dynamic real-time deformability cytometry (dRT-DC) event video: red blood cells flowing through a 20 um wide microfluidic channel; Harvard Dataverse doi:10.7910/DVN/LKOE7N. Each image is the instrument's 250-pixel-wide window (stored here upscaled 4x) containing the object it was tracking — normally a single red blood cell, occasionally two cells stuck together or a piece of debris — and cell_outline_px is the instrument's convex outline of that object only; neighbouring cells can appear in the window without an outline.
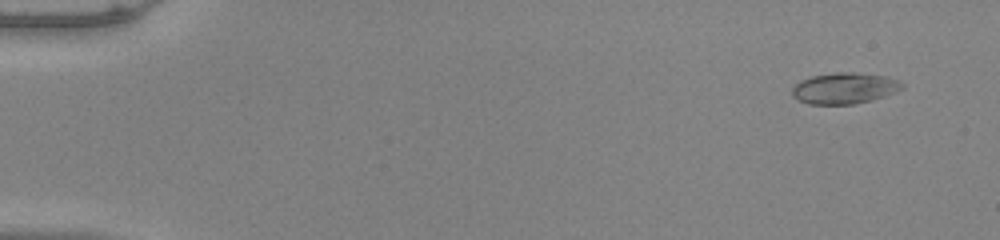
{"species": "common noctule bat (a hibernating species)", "species_latin": "Nyctalus noctula", "temperature_condition": "warm", "stored_images_in_passage": 53, "camera_frame_rate_fps": 3000, "um_per_image_px": 0.085, "animal": {"sex": "male", "body_mass_g": 20.0, "forearm_length_mm": 53.3}, "frame": {"image": 1, "passage_image": 4, "time_ms": 1.0, "image_size_px": [1000, 240], "cell_outline_px": [[904, 88], [896, 92], [872, 100], [852, 104], [808, 104], [792, 96], [792, 88], [800, 80], [812, 76], [836, 72], [852, 72], [888, 76], [900, 80], [904, 84]], "centroid_in_image_um": [71.81, 7.49], "position_along_channel_um": 13.2, "area_um2": 20.06}}
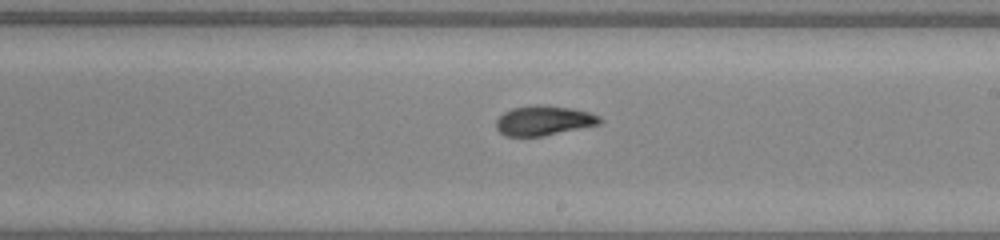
{"frame": {"image": 2, "passage_image": 32, "time_ms": 10.333, "image_size_px": [1000, 240], "cell_outline_px": [[604, 120], [600, 124], [544, 136], [504, 136], [496, 128], [496, 120], [504, 112], [512, 108], [536, 104], [572, 108], [588, 112], [600, 116]], "centroid_in_image_um": [46.23, 10.25], "position_along_channel_um": 242.8, "area_um2": 18.03}}
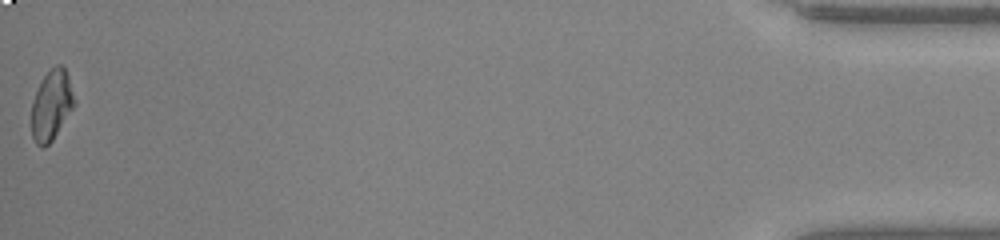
{"frame": {"image": 3, "passage_image": 53, "time_ms": 17.333, "image_size_px": [1000, 240], "cell_outline_px": [[76, 104], [52, 140], [44, 148], [40, 148], [36, 144], [32, 136], [32, 104], [36, 92], [44, 76], [56, 64], [60, 64], [64, 68], [68, 76]], "centroid_in_image_um": [4.38, 8.97], "position_along_channel_um": 430.8, "area_um2": 17.22}, "authors_computed_cell_mechanics": {"area_um2": 18.2648, "velocity_mm_per_s": 3.9857, "shape_relaxation_time_tau1_ms": 4.9666, "shape_relaxation_time_tau2_ms": 1.103, "deformation_change_tau1": 0.1853, "deformation_change_tau2": 0.0592}}